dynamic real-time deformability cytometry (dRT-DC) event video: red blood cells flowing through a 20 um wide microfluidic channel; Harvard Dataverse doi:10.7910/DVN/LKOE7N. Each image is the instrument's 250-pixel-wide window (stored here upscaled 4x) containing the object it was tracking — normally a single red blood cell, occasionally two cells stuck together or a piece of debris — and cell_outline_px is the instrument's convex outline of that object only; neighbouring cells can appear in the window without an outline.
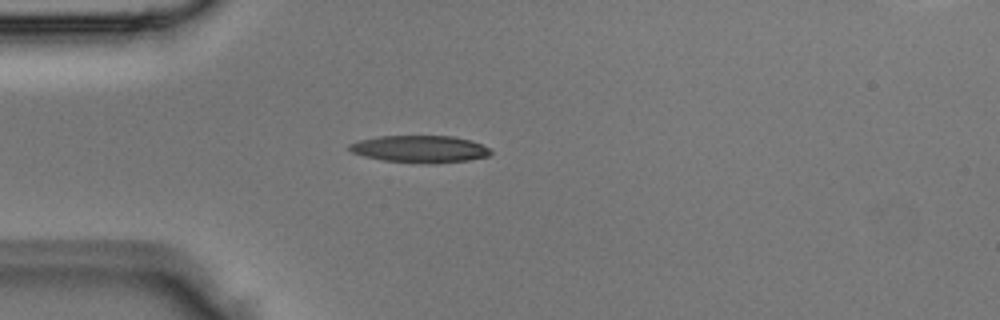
{"species": "Egyptian fruit bat (a non-hibernating species)", "species_latin": "Rousettus aegyptiacus", "temperature_condition": "room temperature", "stored_images_in_passage": 2, "camera_frame_rate_fps": 3000, "um_per_image_px": 0.085, "animal": {"sex": "male"}, "frame": {"image": 1, "passage_image": 2, "time_ms": 0.333, "image_size_px": [1000, 320], "cell_outline_px": [[492, 152], [488, 156], [468, 160], [428, 164], [384, 160], [364, 156], [352, 152], [348, 148], [348, 144], [360, 140], [380, 136], [452, 136], [472, 140], [488, 148]], "centroid_in_image_um": [35.69, 12.66], "position_along_channel_um": 49.3, "area_um2": 22.2}}